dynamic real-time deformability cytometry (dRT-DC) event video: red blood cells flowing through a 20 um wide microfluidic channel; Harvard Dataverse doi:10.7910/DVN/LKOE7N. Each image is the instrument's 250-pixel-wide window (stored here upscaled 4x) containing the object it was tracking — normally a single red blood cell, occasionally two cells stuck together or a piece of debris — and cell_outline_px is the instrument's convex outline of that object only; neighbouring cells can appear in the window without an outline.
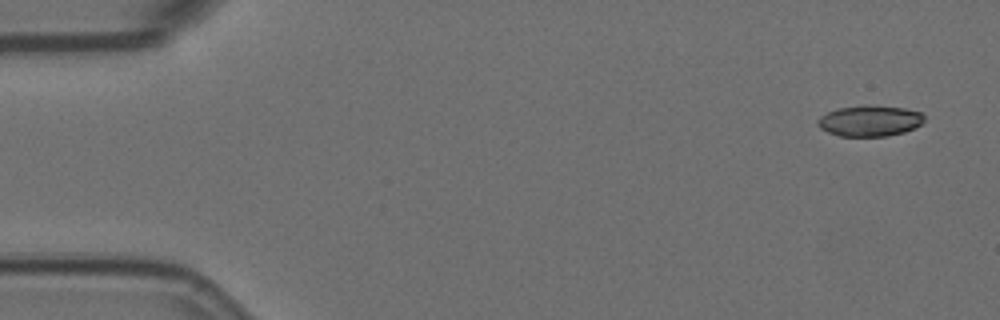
{"species": "Egyptian fruit bat (a non-hibernating species)", "species_latin": "Rousettus aegyptiacus", "temperature_condition": "room temperature", "stored_images_in_passage": 3, "camera_frame_rate_fps": 3000, "um_per_image_px": 0.085, "animal": {"sex": "female"}, "frame": {"image": 1, "passage_image": 1, "time_ms": 0.0, "image_size_px": [1000, 320], "cell_outline_px": [[924, 120], [920, 124], [904, 132], [888, 136], [840, 136], [828, 132], [820, 128], [816, 124], [816, 120], [820, 116], [828, 112], [840, 108], [904, 108], [920, 112], [924, 116]], "centroid_in_image_um": [73.9, 10.32], "position_along_channel_um": 11.1, "area_um2": 18.26}}
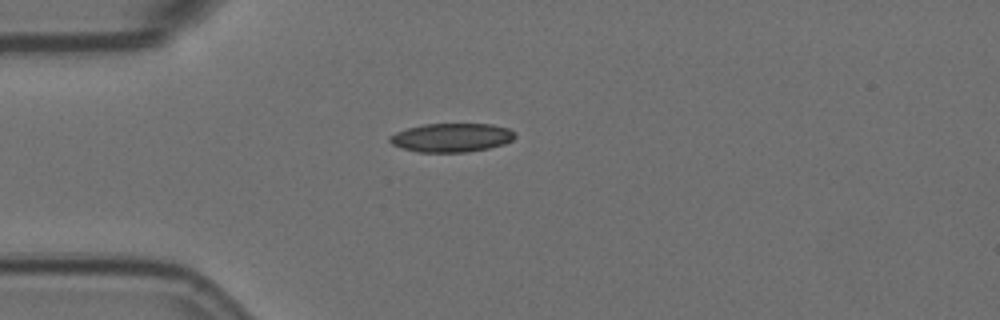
{"frame": {"image": 2, "passage_image": 3, "time_ms": 0.667, "image_size_px": [1000, 320], "cell_outline_px": [[516, 136], [512, 140], [504, 144], [488, 148], [468, 152], [420, 152], [400, 148], [392, 144], [388, 140], [388, 136], [396, 132], [408, 128], [424, 124], [492, 124], [508, 128], [516, 132]], "centroid_in_image_um": [38.38, 11.69], "position_along_channel_um": 46.6, "area_um2": 21.1}}